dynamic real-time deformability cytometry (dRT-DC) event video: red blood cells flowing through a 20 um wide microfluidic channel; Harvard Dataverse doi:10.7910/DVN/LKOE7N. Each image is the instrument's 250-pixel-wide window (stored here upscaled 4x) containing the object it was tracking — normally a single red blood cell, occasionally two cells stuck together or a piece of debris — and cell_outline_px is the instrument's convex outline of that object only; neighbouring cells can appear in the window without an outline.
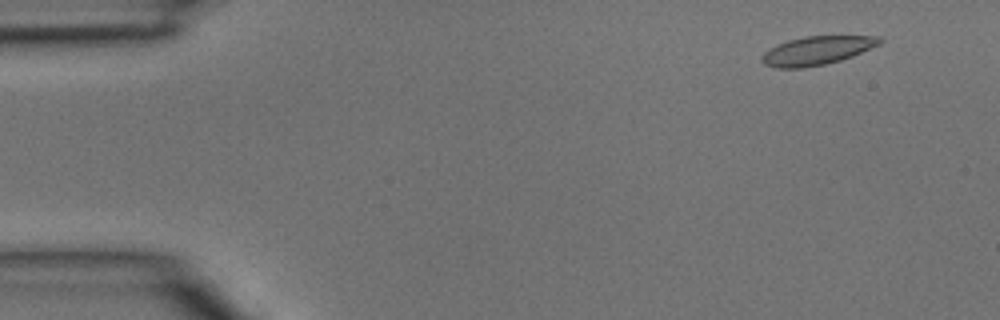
{"species": "common noctule bat (a hibernating species)", "species_latin": "Nyctalus noctula", "temperature_condition": "room temperature", "stored_images_in_passage": 5, "camera_frame_rate_fps": 3000, "um_per_image_px": 0.085, "animal": {"sex": "male", "body_mass_g": 15.6}, "frame": {"image": 1, "passage_image": 2, "time_ms": 0.333, "image_size_px": [1000, 320], "cell_outline_px": [[884, 40], [880, 44], [852, 56], [840, 60], [824, 64], [804, 68], [776, 68], [764, 64], [760, 60], [764, 52], [788, 40], [804, 36], [880, 36]], "centroid_in_image_um": [69.45, 4.3], "position_along_channel_um": 15.6, "area_um2": 19.48}}
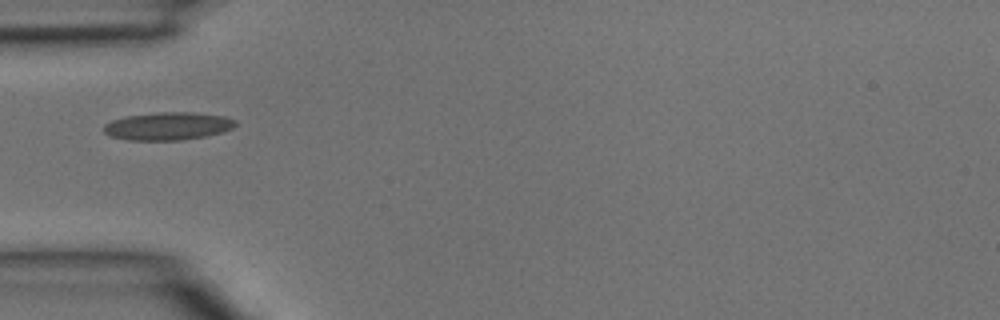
{"frame": {"image": 2, "passage_image": 5, "time_ms": 1.333, "image_size_px": [1000, 320], "cell_outline_px": [[236, 124], [232, 128], [208, 136], [180, 140], [128, 140], [108, 136], [104, 132], [104, 124], [112, 120], [128, 116], [156, 112], [192, 112], [224, 116], [236, 120]], "centroid_in_image_um": [14.25, 10.72], "position_along_channel_um": 70.7, "area_um2": 21.39}}